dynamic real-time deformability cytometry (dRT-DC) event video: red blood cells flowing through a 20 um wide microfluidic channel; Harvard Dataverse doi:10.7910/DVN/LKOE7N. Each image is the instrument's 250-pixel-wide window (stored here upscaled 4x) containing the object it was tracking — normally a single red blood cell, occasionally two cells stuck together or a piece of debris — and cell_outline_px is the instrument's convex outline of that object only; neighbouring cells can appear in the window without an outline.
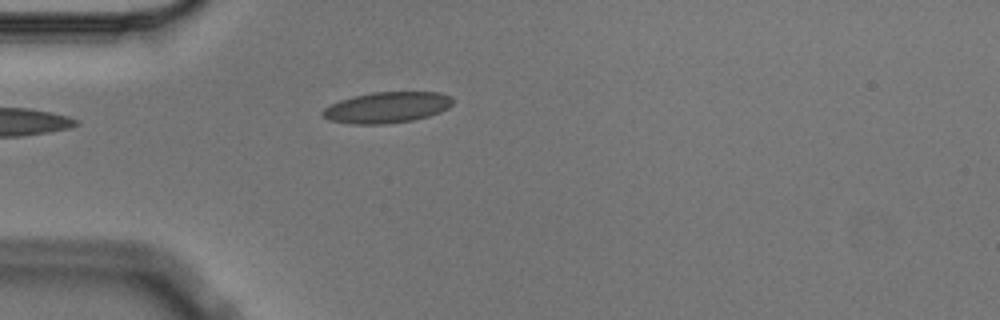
{"species": "Egyptian fruit bat (a non-hibernating species)", "species_latin": "Rousettus aegyptiacus", "temperature_condition": "cold", "stored_images_in_passage": 6, "camera_frame_rate_fps": 3000, "um_per_image_px": 0.085, "animal": {"sex": "male"}, "frame": {"image": 1, "passage_image": 5, "time_ms": 1.333, "image_size_px": [1000, 320], "cell_outline_px": [[452, 104], [448, 108], [440, 112], [428, 116], [412, 120], [384, 124], [352, 124], [328, 120], [320, 112], [324, 108], [340, 100], [352, 96], [372, 92], [440, 92], [452, 96]], "centroid_in_image_um": [32.89, 9.13], "position_along_channel_um": 52.1, "area_um2": 23.52}}